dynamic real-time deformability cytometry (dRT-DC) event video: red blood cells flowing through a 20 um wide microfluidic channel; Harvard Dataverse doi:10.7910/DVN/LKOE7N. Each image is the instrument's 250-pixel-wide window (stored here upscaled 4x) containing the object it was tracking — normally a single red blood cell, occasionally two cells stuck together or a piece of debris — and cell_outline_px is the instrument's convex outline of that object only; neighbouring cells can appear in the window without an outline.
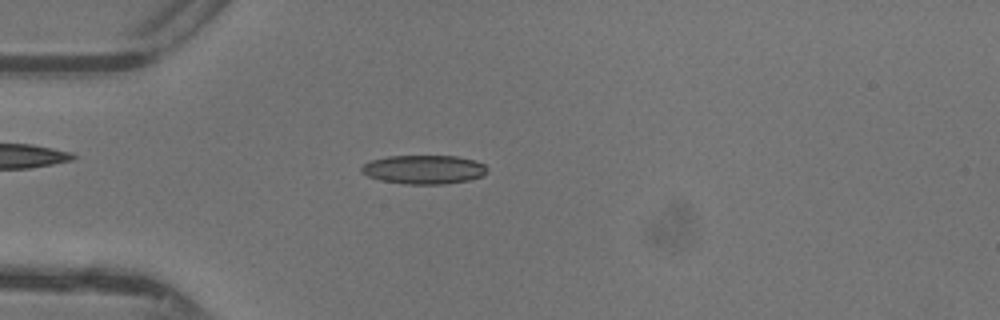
{"species": "common noctule bat (a hibernating species)", "species_latin": "Nyctalus noctula", "temperature_condition": "warm", "stored_images_in_passage": 48, "camera_frame_rate_fps": 3000, "um_per_image_px": 0.085, "animal": {"sex": "female"}, "frame": {"image": 1, "passage_image": 14, "time_ms": 4.333, "image_size_px": [1000, 320], "cell_outline_px": [[488, 168], [484, 176], [468, 180], [440, 184], [404, 184], [380, 180], [368, 176], [360, 172], [360, 168], [364, 164], [372, 160], [388, 156], [456, 156], [472, 160], [484, 164]], "centroid_in_image_um": [36.01, 14.41], "position_along_channel_um": 49.0, "area_um2": 21.1}}
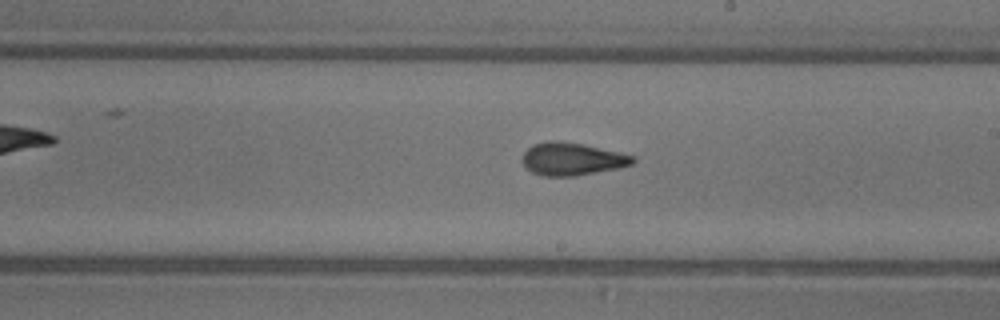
{"frame": {"image": 2, "passage_image": 28, "time_ms": 9.0, "image_size_px": [1000, 320], "cell_outline_px": [[636, 160], [632, 164], [616, 168], [576, 176], [544, 176], [532, 172], [520, 160], [524, 152], [532, 144], [548, 140], [560, 140], [584, 144], [620, 152], [632, 156]], "centroid_in_image_um": [48.58, 13.5], "position_along_channel_um": 240.4, "area_um2": 21.1}}
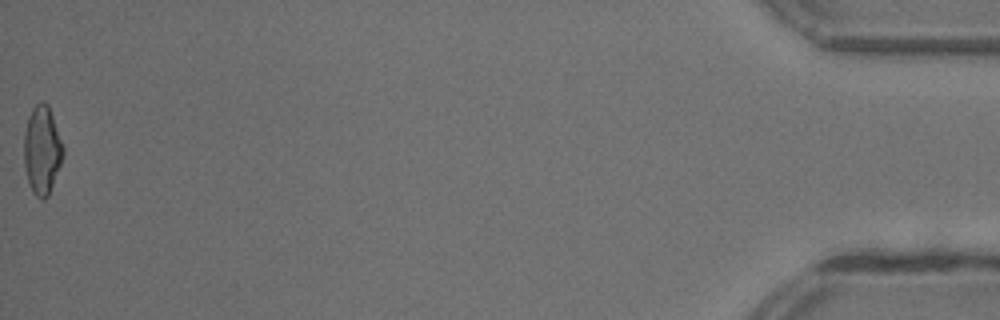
{"frame": {"image": 3, "passage_image": 48, "time_ms": 15.667, "image_size_px": [1000, 320], "cell_outline_px": [[64, 152], [60, 164], [48, 196], [44, 200], [40, 200], [32, 192], [28, 184], [24, 164], [24, 132], [28, 116], [32, 108], [40, 100], [44, 100], [48, 104], [64, 148]], "centroid_in_image_um": [3.55, 12.75], "position_along_channel_um": 431.6, "area_um2": 20.23}, "authors_computed_cell_mechanics": {"area_um2": 20.23, "velocity_mm_per_s": 4.4124, "shape_relaxation_time_tau1_ms": 8.5635, "shape_relaxation_time_tau2_ms": 1.8786, "deformation_change_tau1": 0.2167, "deformation_change_tau2": 0.0997}}